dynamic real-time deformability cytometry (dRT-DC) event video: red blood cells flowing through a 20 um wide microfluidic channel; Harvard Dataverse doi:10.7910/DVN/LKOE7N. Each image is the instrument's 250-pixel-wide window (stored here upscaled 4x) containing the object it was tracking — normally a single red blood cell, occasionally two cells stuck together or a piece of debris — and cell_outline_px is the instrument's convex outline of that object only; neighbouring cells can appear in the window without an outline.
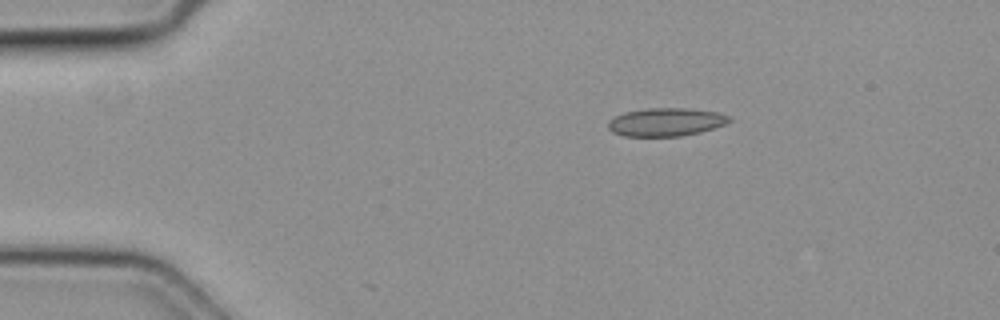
{"species": "common noctule bat (a hibernating species)", "species_latin": "Nyctalus noctula", "temperature_condition": "cold", "stored_images_in_passage": 45, "camera_frame_rate_fps": 3000, "um_per_image_px": 0.085, "animal": {"sex": "female", "body_mass_g": 19.3, "forearm_length_mm": 54.1}, "frame": {"image": 1, "passage_image": 1, "time_ms": 0.0, "image_size_px": [1000, 320], "cell_outline_px": [[732, 120], [724, 124], [700, 132], [680, 136], [624, 136], [612, 132], [608, 128], [608, 120], [624, 112], [644, 108], [688, 108], [716, 112], [732, 116]], "centroid_in_image_um": [56.59, 10.36], "position_along_channel_um": 28.4, "area_um2": 19.94}}
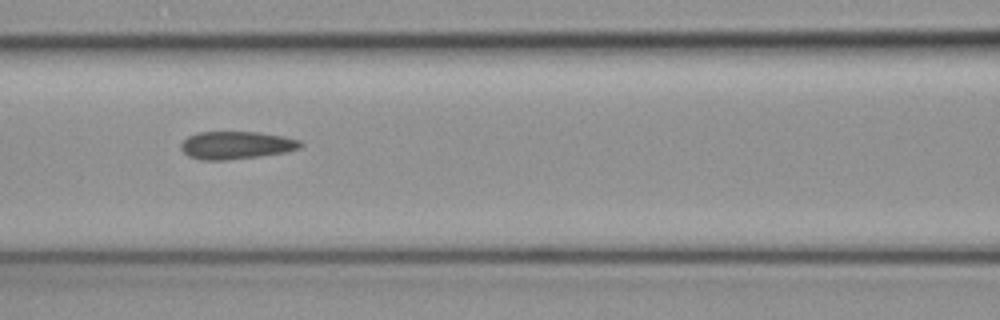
{"frame": {"image": 2, "passage_image": 15, "time_ms": 4.667, "image_size_px": [1000, 320], "cell_outline_px": [[304, 144], [300, 148], [284, 152], [260, 156], [224, 160], [200, 160], [188, 156], [180, 148], [180, 144], [188, 136], [196, 132], [260, 132], [284, 136], [300, 140]], "centroid_in_image_um": [20.07, 12.33], "position_along_channel_um": 146.5, "area_um2": 19.42}}
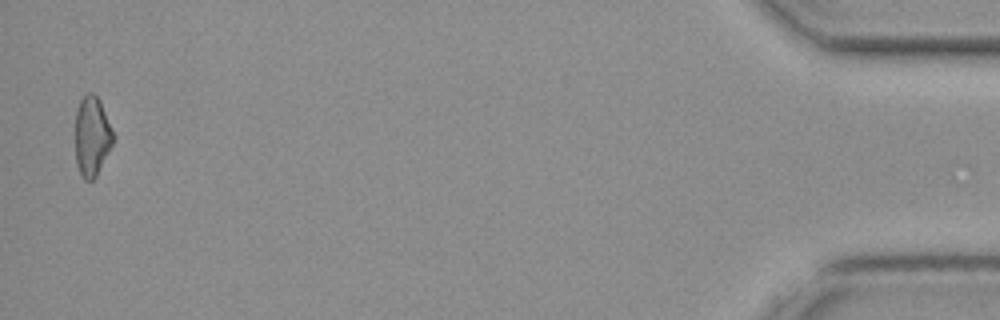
{"frame": {"image": 3, "passage_image": 44, "time_ms": 14.333, "image_size_px": [1000, 320], "cell_outline_px": [[116, 136], [96, 176], [92, 180], [84, 180], [76, 164], [76, 112], [80, 100], [84, 92], [92, 92], [100, 100]], "centroid_in_image_um": [7.83, 11.53], "position_along_channel_um": 427.4, "area_um2": 17.69}}